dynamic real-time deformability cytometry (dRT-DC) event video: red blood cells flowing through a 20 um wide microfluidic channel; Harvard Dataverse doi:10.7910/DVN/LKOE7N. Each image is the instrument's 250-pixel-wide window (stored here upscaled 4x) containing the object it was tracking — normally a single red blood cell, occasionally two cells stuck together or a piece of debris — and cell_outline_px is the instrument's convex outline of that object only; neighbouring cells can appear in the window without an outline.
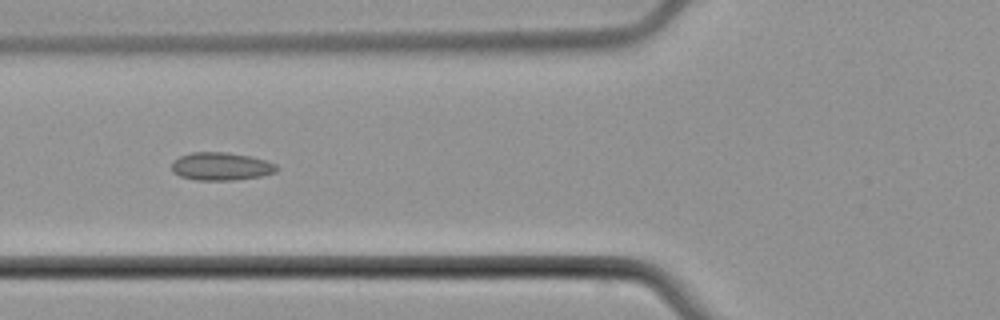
{"species": "common noctule bat (a hibernating species)", "species_latin": "Nyctalus noctula", "temperature_condition": "cold", "stored_images_in_passage": 6, "camera_frame_rate_fps": 3000, "um_per_image_px": 0.085, "animal": {"sex": "male", "body_mass_g": 21.5, "forearm_length_mm": 52.0}, "frame": {"image": 1, "passage_image": 5, "time_ms": 5.0, "image_size_px": [1000, 320], "cell_outline_px": [[280, 168], [276, 172], [260, 176], [232, 180], [196, 180], [180, 176], [172, 172], [172, 160], [180, 156], [192, 152], [224, 152], [248, 156], [264, 160], [276, 164]], "centroid_in_image_um": [18.77, 14.14], "position_along_channel_um": 107.0, "area_um2": 17.05}}
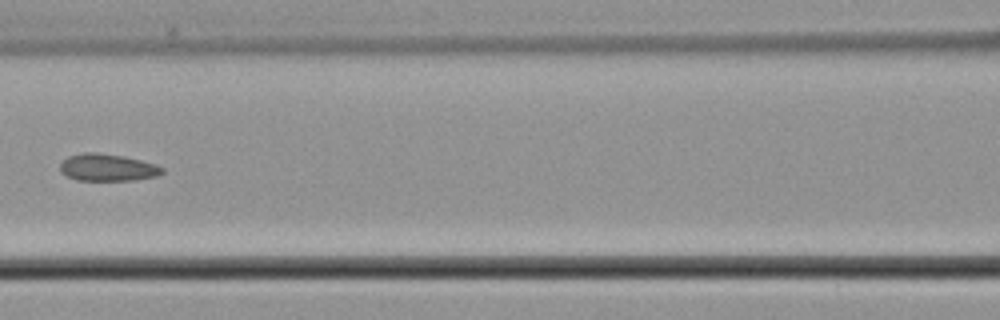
{"frame": {"image": 2, "passage_image": 6, "time_ms": 6.333, "image_size_px": [1000, 320], "cell_outline_px": [[164, 172], [156, 176], [136, 180], [76, 180], [60, 172], [60, 164], [68, 156], [84, 152], [96, 152], [124, 156], [156, 164], [164, 168]], "centroid_in_image_um": [9.15, 14.23], "position_along_channel_um": 157.5, "area_um2": 16.18}}